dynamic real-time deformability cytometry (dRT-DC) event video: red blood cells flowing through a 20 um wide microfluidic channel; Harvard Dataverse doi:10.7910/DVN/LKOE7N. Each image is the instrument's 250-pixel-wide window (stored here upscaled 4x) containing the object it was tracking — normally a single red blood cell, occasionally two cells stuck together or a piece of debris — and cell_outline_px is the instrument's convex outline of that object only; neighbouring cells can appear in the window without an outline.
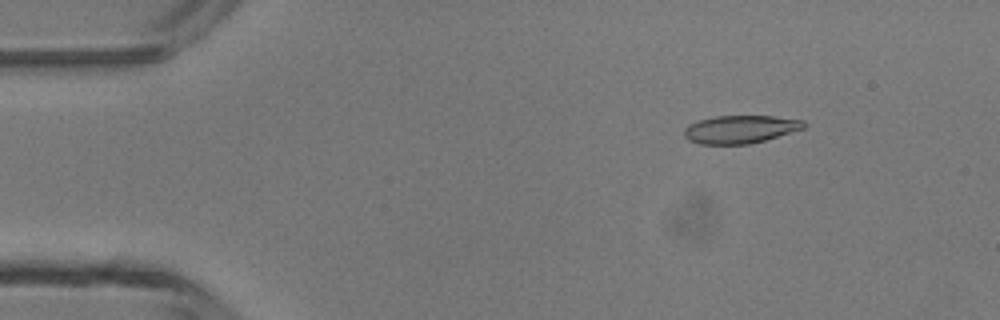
{"species": "common noctule bat (a hibernating species)", "species_latin": "Nyctalus noctula", "temperature_condition": "room temperature", "stored_images_in_passage": 39, "segment_of_instrument_passage": [1, 2], "camera_frame_rate_fps": 3000, "um_per_image_px": 0.085, "animal": {"sex": "male", "body_mass_g": 13.3}, "frame": {"image": 1, "passage_image": 1, "time_ms": 0.0, "image_size_px": [1000, 320], "cell_outline_px": [[808, 124], [804, 128], [764, 140], [748, 144], [700, 144], [688, 140], [684, 136], [684, 128], [688, 124], [700, 120], [716, 116], [772, 116], [804, 120]], "centroid_in_image_um": [62.91, 10.98], "position_along_channel_um": 22.1, "area_um2": 19.42}}